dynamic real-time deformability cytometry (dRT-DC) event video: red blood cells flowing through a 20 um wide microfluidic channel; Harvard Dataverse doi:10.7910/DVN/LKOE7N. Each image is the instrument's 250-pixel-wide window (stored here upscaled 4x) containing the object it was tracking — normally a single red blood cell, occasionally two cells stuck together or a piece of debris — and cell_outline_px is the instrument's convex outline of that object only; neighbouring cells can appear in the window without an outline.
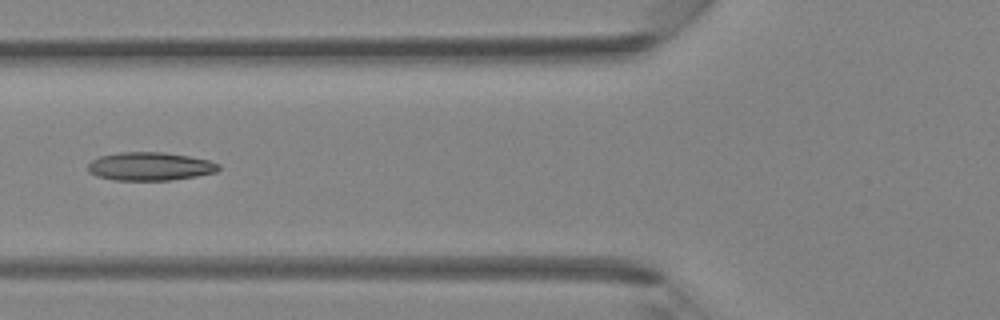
{"species": "Egyptian fruit bat (a non-hibernating species)", "species_latin": "Rousettus aegyptiacus", "temperature_condition": "room temperature", "stored_images_in_passage": 14, "camera_frame_rate_fps": 3000, "um_per_image_px": 0.085, "animal": {"sex": "female"}, "frame": {"image": 1, "passage_image": 7, "time_ms": 2.0, "image_size_px": [1000, 320], "cell_outline_px": [[220, 168], [216, 172], [196, 176], [172, 180], [112, 180], [96, 176], [88, 172], [88, 164], [92, 160], [100, 156], [120, 152], [164, 152], [188, 156], [208, 160], [220, 164]], "centroid_in_image_um": [12.73, 14.14], "position_along_channel_um": 113.1, "area_um2": 21.62}}